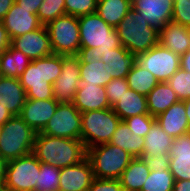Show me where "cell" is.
I'll return each instance as SVG.
<instances>
[{"mask_svg": "<svg viewBox=\"0 0 190 191\" xmlns=\"http://www.w3.org/2000/svg\"><path fill=\"white\" fill-rule=\"evenodd\" d=\"M2 23L10 39L34 31L42 26L36 14L21 8L15 2L2 19Z\"/></svg>", "mask_w": 190, "mask_h": 191, "instance_id": "cell-19", "label": "cell"}, {"mask_svg": "<svg viewBox=\"0 0 190 191\" xmlns=\"http://www.w3.org/2000/svg\"><path fill=\"white\" fill-rule=\"evenodd\" d=\"M15 0H0V20H2L7 12L13 6Z\"/></svg>", "mask_w": 190, "mask_h": 191, "instance_id": "cell-45", "label": "cell"}, {"mask_svg": "<svg viewBox=\"0 0 190 191\" xmlns=\"http://www.w3.org/2000/svg\"><path fill=\"white\" fill-rule=\"evenodd\" d=\"M36 15L41 24L46 26L54 19L65 15V0H43Z\"/></svg>", "mask_w": 190, "mask_h": 191, "instance_id": "cell-35", "label": "cell"}, {"mask_svg": "<svg viewBox=\"0 0 190 191\" xmlns=\"http://www.w3.org/2000/svg\"><path fill=\"white\" fill-rule=\"evenodd\" d=\"M169 171L175 180H190V131L173 139Z\"/></svg>", "mask_w": 190, "mask_h": 191, "instance_id": "cell-17", "label": "cell"}, {"mask_svg": "<svg viewBox=\"0 0 190 191\" xmlns=\"http://www.w3.org/2000/svg\"><path fill=\"white\" fill-rule=\"evenodd\" d=\"M115 29L122 46L136 56L159 43V31L149 26L141 14L133 8Z\"/></svg>", "mask_w": 190, "mask_h": 191, "instance_id": "cell-4", "label": "cell"}, {"mask_svg": "<svg viewBox=\"0 0 190 191\" xmlns=\"http://www.w3.org/2000/svg\"><path fill=\"white\" fill-rule=\"evenodd\" d=\"M62 71V55L52 54L31 60L19 77L27 99H54L53 83Z\"/></svg>", "mask_w": 190, "mask_h": 191, "instance_id": "cell-2", "label": "cell"}, {"mask_svg": "<svg viewBox=\"0 0 190 191\" xmlns=\"http://www.w3.org/2000/svg\"><path fill=\"white\" fill-rule=\"evenodd\" d=\"M11 46L21 51L30 60L53 54L50 37L46 26L11 39Z\"/></svg>", "mask_w": 190, "mask_h": 191, "instance_id": "cell-13", "label": "cell"}, {"mask_svg": "<svg viewBox=\"0 0 190 191\" xmlns=\"http://www.w3.org/2000/svg\"><path fill=\"white\" fill-rule=\"evenodd\" d=\"M43 0H15V3L21 8L29 10L33 14H37V11L42 4Z\"/></svg>", "mask_w": 190, "mask_h": 191, "instance_id": "cell-43", "label": "cell"}, {"mask_svg": "<svg viewBox=\"0 0 190 191\" xmlns=\"http://www.w3.org/2000/svg\"><path fill=\"white\" fill-rule=\"evenodd\" d=\"M31 60L11 45L0 54V76L19 78Z\"/></svg>", "mask_w": 190, "mask_h": 191, "instance_id": "cell-30", "label": "cell"}, {"mask_svg": "<svg viewBox=\"0 0 190 191\" xmlns=\"http://www.w3.org/2000/svg\"><path fill=\"white\" fill-rule=\"evenodd\" d=\"M81 55H62V71L53 83V97L58 103H73L80 87Z\"/></svg>", "mask_w": 190, "mask_h": 191, "instance_id": "cell-12", "label": "cell"}, {"mask_svg": "<svg viewBox=\"0 0 190 191\" xmlns=\"http://www.w3.org/2000/svg\"><path fill=\"white\" fill-rule=\"evenodd\" d=\"M144 139L142 156L169 155L174 138L168 135L158 122L155 121Z\"/></svg>", "mask_w": 190, "mask_h": 191, "instance_id": "cell-29", "label": "cell"}, {"mask_svg": "<svg viewBox=\"0 0 190 191\" xmlns=\"http://www.w3.org/2000/svg\"><path fill=\"white\" fill-rule=\"evenodd\" d=\"M53 54H80V30L78 17L62 15L46 25Z\"/></svg>", "mask_w": 190, "mask_h": 191, "instance_id": "cell-8", "label": "cell"}, {"mask_svg": "<svg viewBox=\"0 0 190 191\" xmlns=\"http://www.w3.org/2000/svg\"><path fill=\"white\" fill-rule=\"evenodd\" d=\"M73 104L81 113L111 108L107 99L105 87L96 85L79 87L74 97Z\"/></svg>", "mask_w": 190, "mask_h": 191, "instance_id": "cell-23", "label": "cell"}, {"mask_svg": "<svg viewBox=\"0 0 190 191\" xmlns=\"http://www.w3.org/2000/svg\"><path fill=\"white\" fill-rule=\"evenodd\" d=\"M180 61V67L183 70L190 72V50L180 57Z\"/></svg>", "mask_w": 190, "mask_h": 191, "instance_id": "cell-47", "label": "cell"}, {"mask_svg": "<svg viewBox=\"0 0 190 191\" xmlns=\"http://www.w3.org/2000/svg\"><path fill=\"white\" fill-rule=\"evenodd\" d=\"M123 121L129 126L133 134L144 138L156 119L150 114H140L129 117Z\"/></svg>", "mask_w": 190, "mask_h": 191, "instance_id": "cell-37", "label": "cell"}, {"mask_svg": "<svg viewBox=\"0 0 190 191\" xmlns=\"http://www.w3.org/2000/svg\"><path fill=\"white\" fill-rule=\"evenodd\" d=\"M126 80L128 82L129 89L145 96H147L159 83L152 73L142 68L137 62L134 63L126 77Z\"/></svg>", "mask_w": 190, "mask_h": 191, "instance_id": "cell-32", "label": "cell"}, {"mask_svg": "<svg viewBox=\"0 0 190 191\" xmlns=\"http://www.w3.org/2000/svg\"><path fill=\"white\" fill-rule=\"evenodd\" d=\"M156 122L172 138L179 137L190 131L186 117L184 101H178L165 112L155 117Z\"/></svg>", "mask_w": 190, "mask_h": 191, "instance_id": "cell-22", "label": "cell"}, {"mask_svg": "<svg viewBox=\"0 0 190 191\" xmlns=\"http://www.w3.org/2000/svg\"><path fill=\"white\" fill-rule=\"evenodd\" d=\"M95 179L86 157L81 162L60 169L59 191H87Z\"/></svg>", "mask_w": 190, "mask_h": 191, "instance_id": "cell-15", "label": "cell"}, {"mask_svg": "<svg viewBox=\"0 0 190 191\" xmlns=\"http://www.w3.org/2000/svg\"><path fill=\"white\" fill-rule=\"evenodd\" d=\"M0 191H10L9 189L3 187V186H0Z\"/></svg>", "mask_w": 190, "mask_h": 191, "instance_id": "cell-51", "label": "cell"}, {"mask_svg": "<svg viewBox=\"0 0 190 191\" xmlns=\"http://www.w3.org/2000/svg\"><path fill=\"white\" fill-rule=\"evenodd\" d=\"M60 168L40 162V173L34 191H59Z\"/></svg>", "mask_w": 190, "mask_h": 191, "instance_id": "cell-34", "label": "cell"}, {"mask_svg": "<svg viewBox=\"0 0 190 191\" xmlns=\"http://www.w3.org/2000/svg\"><path fill=\"white\" fill-rule=\"evenodd\" d=\"M11 45V39L3 26L2 20H0V54L7 50Z\"/></svg>", "mask_w": 190, "mask_h": 191, "instance_id": "cell-44", "label": "cell"}, {"mask_svg": "<svg viewBox=\"0 0 190 191\" xmlns=\"http://www.w3.org/2000/svg\"><path fill=\"white\" fill-rule=\"evenodd\" d=\"M87 158L95 178L119 180L134 157L118 146L103 143L88 148Z\"/></svg>", "mask_w": 190, "mask_h": 191, "instance_id": "cell-6", "label": "cell"}, {"mask_svg": "<svg viewBox=\"0 0 190 191\" xmlns=\"http://www.w3.org/2000/svg\"><path fill=\"white\" fill-rule=\"evenodd\" d=\"M173 4L174 0H131L132 8L158 31L172 21Z\"/></svg>", "mask_w": 190, "mask_h": 191, "instance_id": "cell-14", "label": "cell"}, {"mask_svg": "<svg viewBox=\"0 0 190 191\" xmlns=\"http://www.w3.org/2000/svg\"><path fill=\"white\" fill-rule=\"evenodd\" d=\"M185 105V111H186V117L190 128V98L187 100H184Z\"/></svg>", "mask_w": 190, "mask_h": 191, "instance_id": "cell-50", "label": "cell"}, {"mask_svg": "<svg viewBox=\"0 0 190 191\" xmlns=\"http://www.w3.org/2000/svg\"><path fill=\"white\" fill-rule=\"evenodd\" d=\"M80 55V87L87 85L105 87L112 80L109 66L90 52Z\"/></svg>", "mask_w": 190, "mask_h": 191, "instance_id": "cell-18", "label": "cell"}, {"mask_svg": "<svg viewBox=\"0 0 190 191\" xmlns=\"http://www.w3.org/2000/svg\"><path fill=\"white\" fill-rule=\"evenodd\" d=\"M131 8V0H101L97 2L96 13L115 28Z\"/></svg>", "mask_w": 190, "mask_h": 191, "instance_id": "cell-31", "label": "cell"}, {"mask_svg": "<svg viewBox=\"0 0 190 191\" xmlns=\"http://www.w3.org/2000/svg\"><path fill=\"white\" fill-rule=\"evenodd\" d=\"M172 21L190 28V0H174Z\"/></svg>", "mask_w": 190, "mask_h": 191, "instance_id": "cell-40", "label": "cell"}, {"mask_svg": "<svg viewBox=\"0 0 190 191\" xmlns=\"http://www.w3.org/2000/svg\"><path fill=\"white\" fill-rule=\"evenodd\" d=\"M141 158L150 170L169 168V155H144Z\"/></svg>", "mask_w": 190, "mask_h": 191, "instance_id": "cell-42", "label": "cell"}, {"mask_svg": "<svg viewBox=\"0 0 190 191\" xmlns=\"http://www.w3.org/2000/svg\"><path fill=\"white\" fill-rule=\"evenodd\" d=\"M58 102L55 99H26L20 117L36 133L41 132L55 113Z\"/></svg>", "mask_w": 190, "mask_h": 191, "instance_id": "cell-16", "label": "cell"}, {"mask_svg": "<svg viewBox=\"0 0 190 191\" xmlns=\"http://www.w3.org/2000/svg\"><path fill=\"white\" fill-rule=\"evenodd\" d=\"M167 83L176 93L179 101L190 98V72L183 70L181 67L176 73L169 78Z\"/></svg>", "mask_w": 190, "mask_h": 191, "instance_id": "cell-36", "label": "cell"}, {"mask_svg": "<svg viewBox=\"0 0 190 191\" xmlns=\"http://www.w3.org/2000/svg\"><path fill=\"white\" fill-rule=\"evenodd\" d=\"M26 99V91L19 78L0 76V104L13 116L20 115Z\"/></svg>", "mask_w": 190, "mask_h": 191, "instance_id": "cell-21", "label": "cell"}, {"mask_svg": "<svg viewBox=\"0 0 190 191\" xmlns=\"http://www.w3.org/2000/svg\"><path fill=\"white\" fill-rule=\"evenodd\" d=\"M6 164L7 161L0 155V186L4 182Z\"/></svg>", "mask_w": 190, "mask_h": 191, "instance_id": "cell-49", "label": "cell"}, {"mask_svg": "<svg viewBox=\"0 0 190 191\" xmlns=\"http://www.w3.org/2000/svg\"><path fill=\"white\" fill-rule=\"evenodd\" d=\"M159 43L181 57L190 50V28L168 22L159 31Z\"/></svg>", "mask_w": 190, "mask_h": 191, "instance_id": "cell-20", "label": "cell"}, {"mask_svg": "<svg viewBox=\"0 0 190 191\" xmlns=\"http://www.w3.org/2000/svg\"><path fill=\"white\" fill-rule=\"evenodd\" d=\"M100 60L109 66L112 79L126 78L136 62V55L122 46L103 53Z\"/></svg>", "mask_w": 190, "mask_h": 191, "instance_id": "cell-24", "label": "cell"}, {"mask_svg": "<svg viewBox=\"0 0 190 191\" xmlns=\"http://www.w3.org/2000/svg\"><path fill=\"white\" fill-rule=\"evenodd\" d=\"M32 154L42 163L57 168L75 165L87 157L81 139L53 137L36 133Z\"/></svg>", "mask_w": 190, "mask_h": 191, "instance_id": "cell-1", "label": "cell"}, {"mask_svg": "<svg viewBox=\"0 0 190 191\" xmlns=\"http://www.w3.org/2000/svg\"><path fill=\"white\" fill-rule=\"evenodd\" d=\"M40 133L53 137L81 139V112L73 103H58L55 113Z\"/></svg>", "mask_w": 190, "mask_h": 191, "instance_id": "cell-11", "label": "cell"}, {"mask_svg": "<svg viewBox=\"0 0 190 191\" xmlns=\"http://www.w3.org/2000/svg\"><path fill=\"white\" fill-rule=\"evenodd\" d=\"M144 142L145 139L143 137L133 134L129 126L121 120L117 129L112 134L109 144L120 147L131 154L134 158H141Z\"/></svg>", "mask_w": 190, "mask_h": 191, "instance_id": "cell-27", "label": "cell"}, {"mask_svg": "<svg viewBox=\"0 0 190 191\" xmlns=\"http://www.w3.org/2000/svg\"><path fill=\"white\" fill-rule=\"evenodd\" d=\"M150 168L140 157L133 158L120 177L123 191H141Z\"/></svg>", "mask_w": 190, "mask_h": 191, "instance_id": "cell-28", "label": "cell"}, {"mask_svg": "<svg viewBox=\"0 0 190 191\" xmlns=\"http://www.w3.org/2000/svg\"><path fill=\"white\" fill-rule=\"evenodd\" d=\"M146 97L148 112L153 117H157L179 101L167 82H159Z\"/></svg>", "mask_w": 190, "mask_h": 191, "instance_id": "cell-25", "label": "cell"}, {"mask_svg": "<svg viewBox=\"0 0 190 191\" xmlns=\"http://www.w3.org/2000/svg\"><path fill=\"white\" fill-rule=\"evenodd\" d=\"M112 109L122 121L132 116L149 114L147 97L132 89L124 93Z\"/></svg>", "mask_w": 190, "mask_h": 191, "instance_id": "cell-26", "label": "cell"}, {"mask_svg": "<svg viewBox=\"0 0 190 191\" xmlns=\"http://www.w3.org/2000/svg\"><path fill=\"white\" fill-rule=\"evenodd\" d=\"M13 115L10 111L4 107L3 104H0V126H2L6 121H8Z\"/></svg>", "mask_w": 190, "mask_h": 191, "instance_id": "cell-48", "label": "cell"}, {"mask_svg": "<svg viewBox=\"0 0 190 191\" xmlns=\"http://www.w3.org/2000/svg\"><path fill=\"white\" fill-rule=\"evenodd\" d=\"M129 90L126 78L112 79L106 86L105 91L111 108L120 100L121 96Z\"/></svg>", "mask_w": 190, "mask_h": 191, "instance_id": "cell-39", "label": "cell"}, {"mask_svg": "<svg viewBox=\"0 0 190 191\" xmlns=\"http://www.w3.org/2000/svg\"><path fill=\"white\" fill-rule=\"evenodd\" d=\"M96 0H65V14L80 17L96 12Z\"/></svg>", "mask_w": 190, "mask_h": 191, "instance_id": "cell-38", "label": "cell"}, {"mask_svg": "<svg viewBox=\"0 0 190 191\" xmlns=\"http://www.w3.org/2000/svg\"><path fill=\"white\" fill-rule=\"evenodd\" d=\"M36 132L14 115L1 126L0 155L8 162L32 153Z\"/></svg>", "mask_w": 190, "mask_h": 191, "instance_id": "cell-5", "label": "cell"}, {"mask_svg": "<svg viewBox=\"0 0 190 191\" xmlns=\"http://www.w3.org/2000/svg\"><path fill=\"white\" fill-rule=\"evenodd\" d=\"M120 121L112 108L81 113V140L85 148L109 143Z\"/></svg>", "mask_w": 190, "mask_h": 191, "instance_id": "cell-7", "label": "cell"}, {"mask_svg": "<svg viewBox=\"0 0 190 191\" xmlns=\"http://www.w3.org/2000/svg\"><path fill=\"white\" fill-rule=\"evenodd\" d=\"M80 53L90 52L99 59L103 53L122 47L114 27L107 24L96 12L78 17Z\"/></svg>", "mask_w": 190, "mask_h": 191, "instance_id": "cell-3", "label": "cell"}, {"mask_svg": "<svg viewBox=\"0 0 190 191\" xmlns=\"http://www.w3.org/2000/svg\"><path fill=\"white\" fill-rule=\"evenodd\" d=\"M40 161L31 153L7 162L3 187L10 191H34Z\"/></svg>", "mask_w": 190, "mask_h": 191, "instance_id": "cell-9", "label": "cell"}, {"mask_svg": "<svg viewBox=\"0 0 190 191\" xmlns=\"http://www.w3.org/2000/svg\"><path fill=\"white\" fill-rule=\"evenodd\" d=\"M172 191H190V180H175Z\"/></svg>", "mask_w": 190, "mask_h": 191, "instance_id": "cell-46", "label": "cell"}, {"mask_svg": "<svg viewBox=\"0 0 190 191\" xmlns=\"http://www.w3.org/2000/svg\"><path fill=\"white\" fill-rule=\"evenodd\" d=\"M87 191H123L120 180L95 178Z\"/></svg>", "mask_w": 190, "mask_h": 191, "instance_id": "cell-41", "label": "cell"}, {"mask_svg": "<svg viewBox=\"0 0 190 191\" xmlns=\"http://www.w3.org/2000/svg\"><path fill=\"white\" fill-rule=\"evenodd\" d=\"M136 62L152 73L158 82H167L180 68V56L158 43L136 56Z\"/></svg>", "mask_w": 190, "mask_h": 191, "instance_id": "cell-10", "label": "cell"}, {"mask_svg": "<svg viewBox=\"0 0 190 191\" xmlns=\"http://www.w3.org/2000/svg\"><path fill=\"white\" fill-rule=\"evenodd\" d=\"M175 183L169 168L150 170L141 191H172Z\"/></svg>", "mask_w": 190, "mask_h": 191, "instance_id": "cell-33", "label": "cell"}]
</instances>
